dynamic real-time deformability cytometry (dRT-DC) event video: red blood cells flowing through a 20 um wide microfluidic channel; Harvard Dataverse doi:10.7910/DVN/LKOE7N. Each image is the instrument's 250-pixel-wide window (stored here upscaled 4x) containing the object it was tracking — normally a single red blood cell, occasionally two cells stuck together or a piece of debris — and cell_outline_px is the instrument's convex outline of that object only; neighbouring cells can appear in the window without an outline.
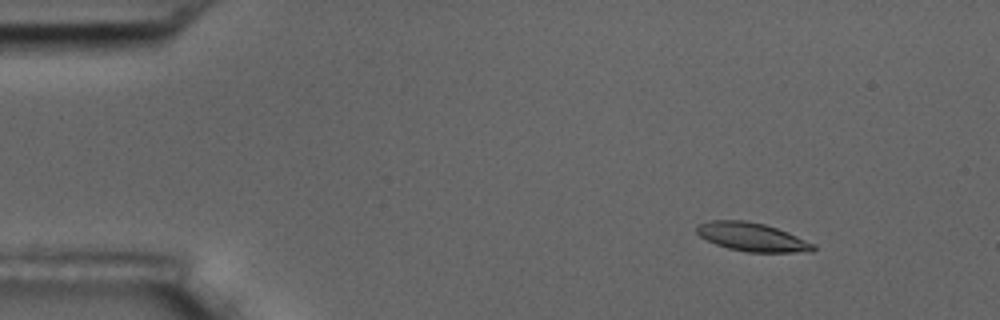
{"species": "common noctule bat (a hibernating species)", "species_latin": "Nyctalus noctula", "temperature_condition": "room temperature", "stored_images_in_passage": 6, "camera_frame_rate_fps": 3000, "um_per_image_px": 0.085, "animal": {"sex": "male", "body_mass_g": 17.5, "forearm_length_mm": 52.3}, "frame": {"image": 1, "passage_image": 3, "time_ms": 2.333, "image_size_px": [1000, 320], "cell_outline_px": [[816, 248], [812, 252], [748, 252], [728, 248], [716, 244], [700, 236], [696, 232], [696, 224], [712, 220], [744, 220], [764, 224], [788, 232], [816, 244]], "centroid_in_image_um": [63.94, 20.14], "position_along_channel_um": 21.1, "area_um2": 19.42}}
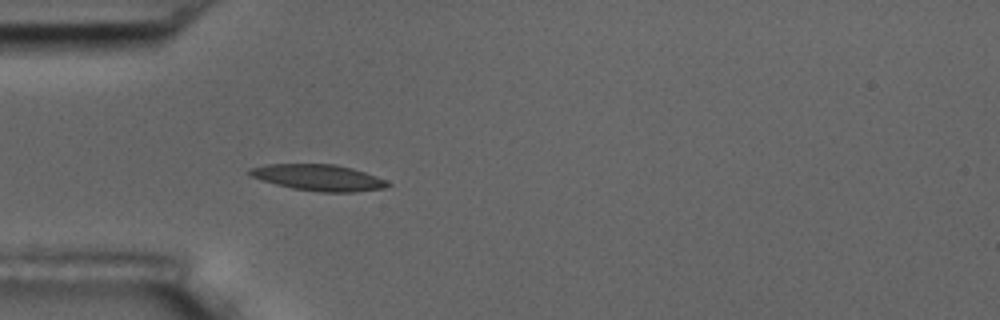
{"frame": {"image": 2, "passage_image": 6, "time_ms": 5.667, "image_size_px": [1000, 320], "cell_outline_px": [[392, 184], [384, 188], [352, 192], [320, 192], [292, 188], [276, 184], [248, 176], [248, 168], [264, 164], [336, 164], [352, 168], [376, 176]], "centroid_in_image_um": [27.02, 15.09], "position_along_channel_um": 58.0, "area_um2": 21.1}}